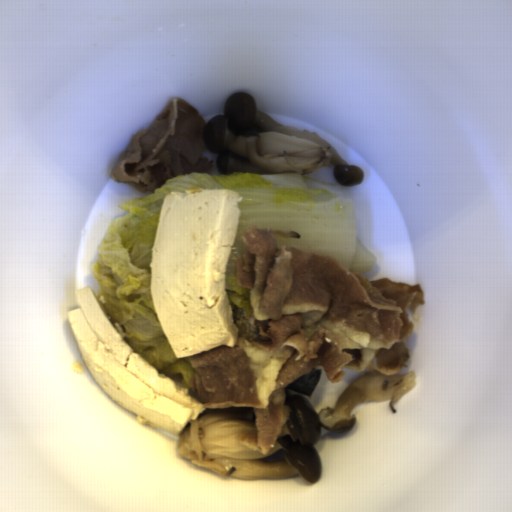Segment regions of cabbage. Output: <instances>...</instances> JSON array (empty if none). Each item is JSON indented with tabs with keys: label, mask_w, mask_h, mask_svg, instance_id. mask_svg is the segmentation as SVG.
Instances as JSON below:
<instances>
[{
	"label": "cabbage",
	"mask_w": 512,
	"mask_h": 512,
	"mask_svg": "<svg viewBox=\"0 0 512 512\" xmlns=\"http://www.w3.org/2000/svg\"><path fill=\"white\" fill-rule=\"evenodd\" d=\"M176 176L155 188L154 193L117 205L129 212L111 220L96 246L98 258L90 270L99 283L96 297L101 310L132 352L188 391L196 372L189 355L178 357L173 351L152 297L149 264L167 192L185 193V189L196 187L231 189L242 196L237 203L241 215L226 266L225 285L238 338L248 342L260 341L258 327L247 321L251 289L238 285L236 274V261L247 251L241 237L248 227L294 231L300 238L275 235L279 249L295 246L334 256L342 266L362 276L378 263L358 238L355 202L305 174L234 171L230 175H211L195 171Z\"/></svg>",
	"instance_id": "cabbage-1"
}]
</instances>
